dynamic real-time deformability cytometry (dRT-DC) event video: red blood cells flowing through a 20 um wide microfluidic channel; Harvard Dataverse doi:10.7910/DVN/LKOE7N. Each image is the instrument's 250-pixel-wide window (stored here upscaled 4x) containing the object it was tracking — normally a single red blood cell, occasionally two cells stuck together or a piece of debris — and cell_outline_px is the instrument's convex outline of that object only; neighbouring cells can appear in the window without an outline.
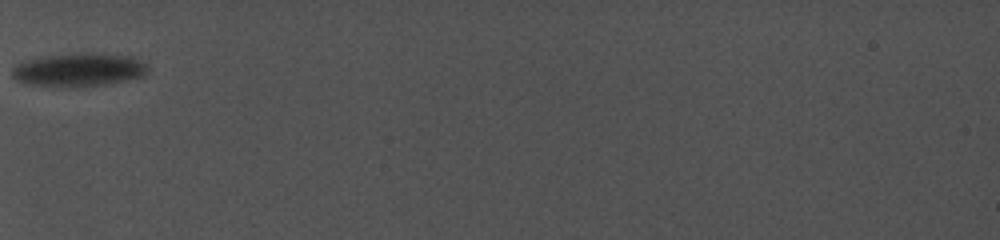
{"species": "common noctule bat (a hibernating species)", "species_latin": "Nyctalus noctula", "temperature_condition": "cold", "stored_images_in_passage": 59, "camera_frame_rate_fps": 5000, "um_per_image_px": 0.085, "animal": {"sex": "female", "body_mass_g": 19.0, "forearm_length_mm": 56.7}, "frame": {"image": 1, "passage_image": 1, "time_ms": 0.0, "image_size_px": [1000, 240], "cell_outline_px": [[148, 72], [144, 76], [128, 80], [108, 84], [28, 84], [16, 80], [12, 76], [12, 68], [16, 64], [24, 60], [44, 56], [132, 56], [148, 64]], "centroid_in_image_um": [6.72, 5.94], "position_along_channel_um": 78.3, "area_um2": 24.51}}
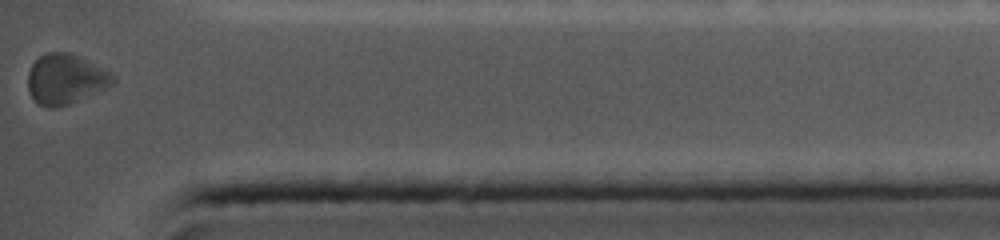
{"frame": {"image": 2, "passage_image": 59, "time_ms": 9.4, "image_size_px": [1000, 240], "cell_outline_px": [[116, 80], [112, 84], [104, 88], [68, 104], [48, 108], [40, 104], [28, 92], [28, 72], [32, 64], [40, 56], [48, 52], [68, 52], [80, 56], [116, 76]], "centroid_in_image_um": [5.55, 6.7], "position_along_channel_um": 429.7, "area_um2": 24.33}, "authors_computed_cell_mechanics": {"area_um2": 26.1834, "velocity_mm_per_s": 3.8691, "shape_relaxation_time_tau1_ms": null, "shape_relaxation_time_tau2_ms": 11.0638, "deformation_change_tau1": null, "deformation_change_tau2": 0.1379}}